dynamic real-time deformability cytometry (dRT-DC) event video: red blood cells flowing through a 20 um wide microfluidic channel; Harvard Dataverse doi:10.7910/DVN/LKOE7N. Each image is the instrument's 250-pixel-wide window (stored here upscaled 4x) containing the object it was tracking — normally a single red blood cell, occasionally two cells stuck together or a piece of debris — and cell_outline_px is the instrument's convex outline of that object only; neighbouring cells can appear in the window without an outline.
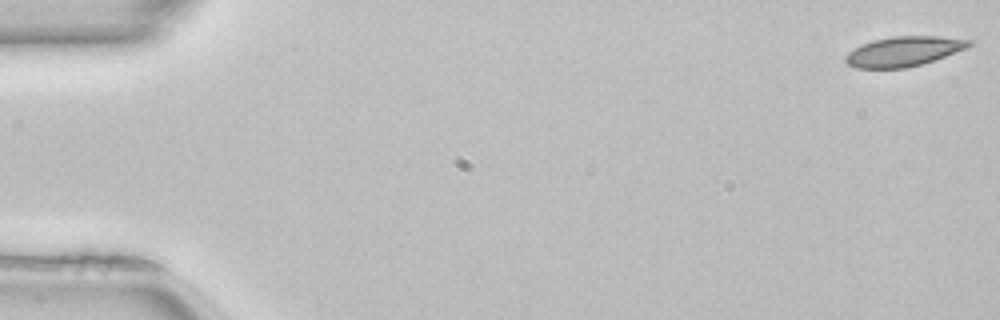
{"species": "common noctule bat (a hibernating species)", "species_latin": "Nyctalus noctula", "temperature_condition": "room temperature", "stored_images_in_passage": 51, "camera_frame_rate_fps": 3000, "um_per_image_px": 0.085, "animal": {"sex": "female", "body_mass_g": 22.7, "forearm_length_mm": 54.2}, "frame": {"image": 1, "passage_image": 1, "time_ms": 0.0, "image_size_px": [1000, 320], "cell_outline_px": [[972, 44], [964, 48], [944, 56], [920, 64], [904, 68], [856, 68], [848, 64], [844, 60], [844, 56], [848, 52], [872, 40], [892, 36], [936, 36], [972, 40]], "centroid_in_image_um": [76.76, 4.36], "position_along_channel_um": 8.2, "area_um2": 21.04}}
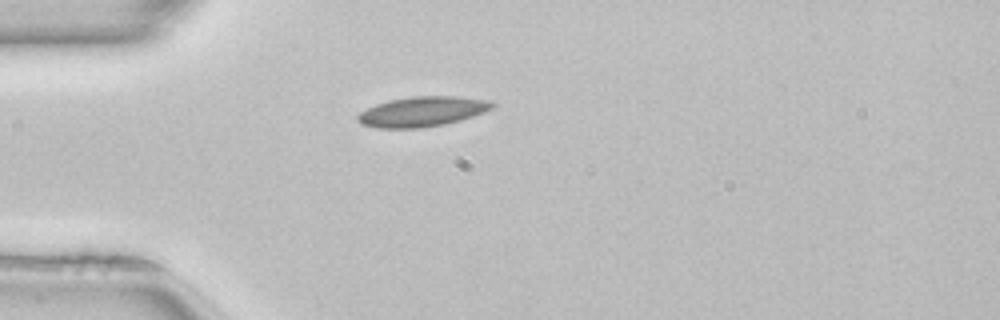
{"frame": {"image": 2, "passage_image": 14, "time_ms": 4.333, "image_size_px": [1000, 320], "cell_outline_px": [[496, 104], [492, 108], [484, 112], [460, 120], [444, 124], [424, 128], [376, 128], [360, 124], [356, 120], [356, 116], [360, 112], [376, 104], [388, 100], [412, 96], [456, 96], [484, 100]], "centroid_in_image_um": [35.83, 9.49], "position_along_channel_um": 49.2, "area_um2": 23.52}}
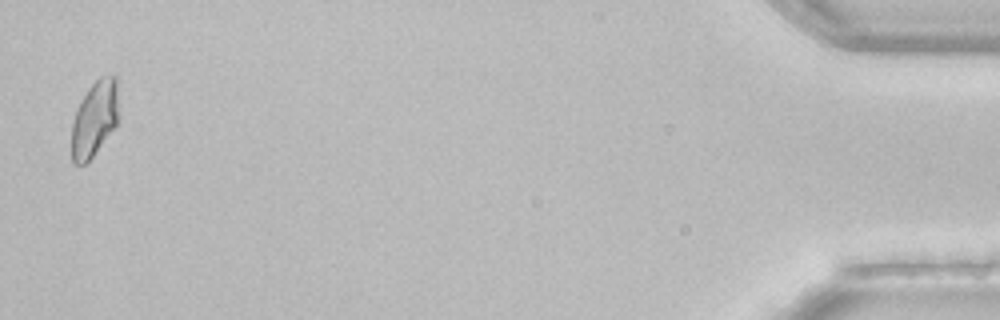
{"frame": {"image": 3, "passage_image": 50, "time_ms": 16.333, "image_size_px": [1000, 320], "cell_outline_px": [[116, 124], [92, 156], [84, 164], [72, 164], [72, 120], [80, 100], [88, 88], [100, 76], [116, 76]], "centroid_in_image_um": [7.97, 10.09], "position_along_channel_um": 427.2, "area_um2": 20.06}, "authors_computed_cell_mechanics": {"area_um2": 21.2704, "velocity_mm_per_s": 4.0511, "shape_relaxation_time_tau1_ms": 6.824, "shape_relaxation_time_tau2_ms": 5.2561, "deformation_change_tau1": 0.1421, "deformation_change_tau2": 0.074}}